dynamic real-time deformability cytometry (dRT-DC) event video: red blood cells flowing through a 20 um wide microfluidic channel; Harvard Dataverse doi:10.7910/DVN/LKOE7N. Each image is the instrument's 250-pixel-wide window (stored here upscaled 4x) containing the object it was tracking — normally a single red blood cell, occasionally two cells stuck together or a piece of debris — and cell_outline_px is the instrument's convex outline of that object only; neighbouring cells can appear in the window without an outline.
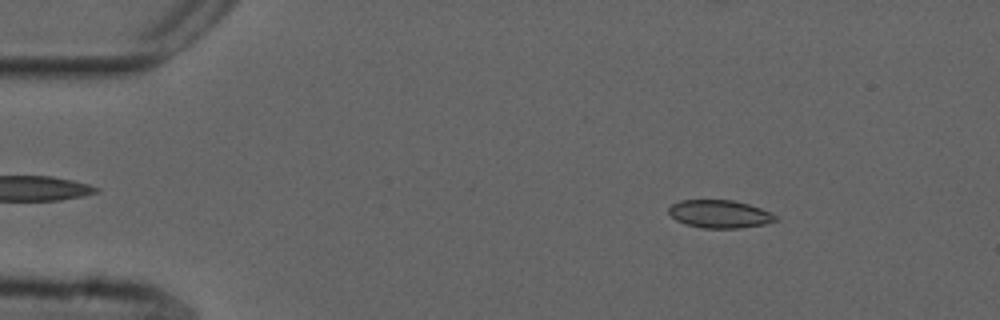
{"species": "common noctule bat (a hibernating species)", "species_latin": "Nyctalus noctula", "temperature_condition": "cold", "stored_images_in_passage": 23, "camera_frame_rate_fps": 3000, "um_per_image_px": 0.085, "animal": {"sex": "male", "forearm_length_mm": 52.5}, "frame": {"image": 1, "passage_image": 7, "time_ms": 2.0, "image_size_px": [1000, 320], "cell_outline_px": [[776, 220], [764, 224], [740, 228], [704, 228], [688, 224], [676, 220], [668, 212], [668, 208], [672, 204], [680, 200], [732, 200], [748, 204], [760, 208], [776, 216]], "centroid_in_image_um": [61.14, 18.18], "position_along_channel_um": 23.9, "area_um2": 17.11}}
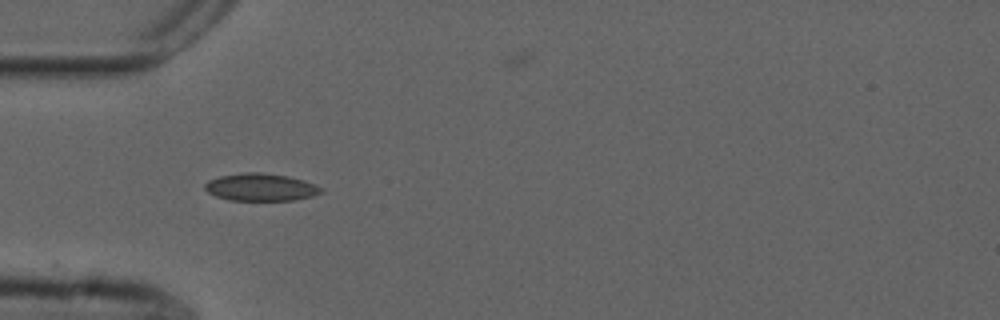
{"frame": {"image": 2, "passage_image": 16, "time_ms": 5.0, "image_size_px": [1000, 320], "cell_outline_px": [[320, 192], [312, 196], [292, 200], [228, 200], [216, 196], [208, 192], [204, 188], [204, 184], [208, 180], [220, 176], [244, 172], [260, 172], [288, 176], [312, 184], [320, 188]], "centroid_in_image_um": [22.07, 15.91], "position_along_channel_um": 62.9, "area_um2": 18.26}}
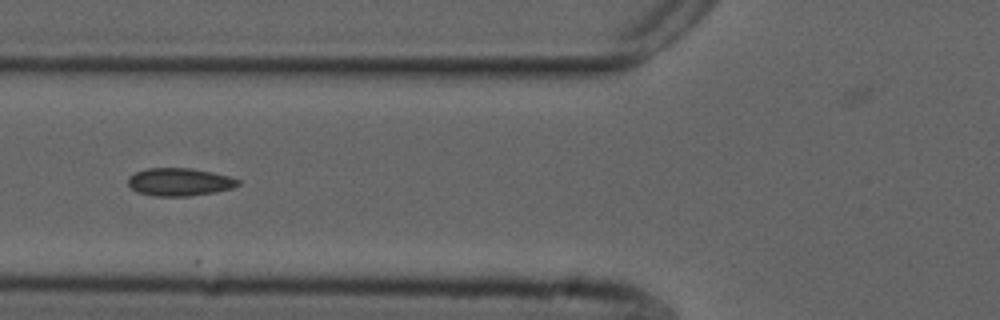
{"frame": {"image": 3, "passage_image": 20, "time_ms": 6.333, "image_size_px": [1000, 320], "cell_outline_px": [[240, 184], [232, 188], [216, 192], [188, 196], [156, 196], [140, 192], [132, 188], [128, 184], [128, 176], [136, 172], [148, 168], [192, 168], [212, 172], [228, 176], [240, 180]], "centroid_in_image_um": [15.28, 15.46], "position_along_channel_um": 110.5, "area_um2": 17.74}}